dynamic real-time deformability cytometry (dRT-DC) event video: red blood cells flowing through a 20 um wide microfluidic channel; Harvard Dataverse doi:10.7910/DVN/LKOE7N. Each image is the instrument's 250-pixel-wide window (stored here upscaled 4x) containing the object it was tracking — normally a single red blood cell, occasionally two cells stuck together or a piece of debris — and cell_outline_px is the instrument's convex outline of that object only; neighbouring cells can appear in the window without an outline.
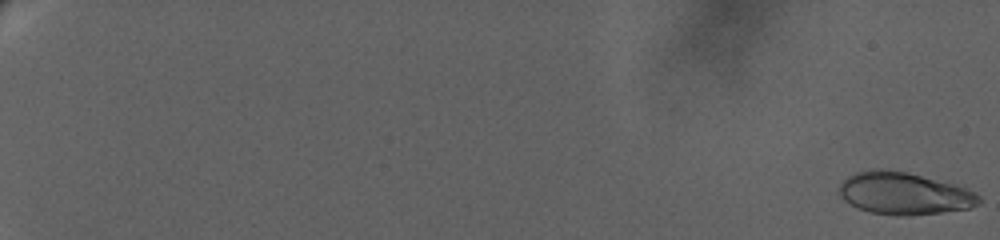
{"species": "human", "species_latin": "Homo sapiens", "temperature_condition": "warm", "stored_images_in_passage": 72, "camera_frame_rate_fps": 3000, "um_per_image_px": 0.085, "donor": {"sex": "female"}, "frame": {"image": 1, "passage_image": 1, "time_ms": 0.0, "image_size_px": [1000, 240], "cell_outline_px": [[980, 204], [968, 208], [940, 212], [908, 216], [896, 216], [868, 212], [856, 208], [844, 200], [836, 192], [840, 184], [848, 176], [856, 172], [872, 168], [880, 168], [908, 172], [956, 184], [976, 192], [980, 196]], "centroid_in_image_um": [76.81, 16.44], "position_along_channel_um": 8.2, "area_um2": 34.91}}
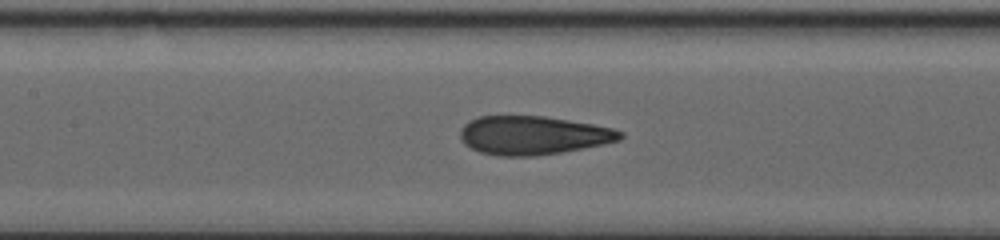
{"frame": {"image": 2, "passage_image": 40, "time_ms": 13.0, "image_size_px": [1000, 240], "cell_outline_px": [[624, 136], [620, 140], [604, 144], [560, 152], [536, 156], [500, 156], [480, 152], [464, 144], [460, 140], [460, 128], [468, 120], [480, 116], [544, 116], [592, 124], [612, 128], [624, 132]], "centroid_in_image_um": [45.28, 11.5], "position_along_channel_um": 162.1, "area_um2": 36.07}}
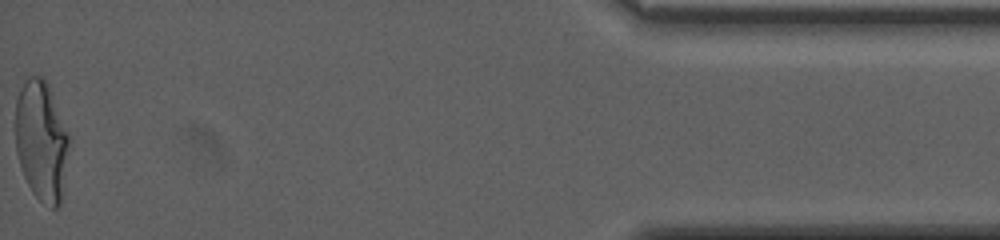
{"frame": {"image": 3, "passage_image": 72, "time_ms": 23.667, "image_size_px": [1000, 240], "cell_outline_px": [[72, 140], [60, 204], [56, 208], [52, 208], [40, 200], [32, 192], [20, 168], [16, 152], [16, 100], [20, 88], [28, 76], [44, 76], [48, 84]], "centroid_in_image_um": [3.55, 11.96], "position_along_channel_um": 431.7, "area_um2": 38.15}, "authors_computed_cell_mechanics": {"area_um2": 35.3158, "velocity_mm_per_s": 3.1611, "shape_relaxation_time_tau1_ms": 8.0344, "shape_relaxation_time_tau2_ms": 0.9669, "deformation_change_tau1": 0.2344, "deformation_change_tau2": 0.0835}}